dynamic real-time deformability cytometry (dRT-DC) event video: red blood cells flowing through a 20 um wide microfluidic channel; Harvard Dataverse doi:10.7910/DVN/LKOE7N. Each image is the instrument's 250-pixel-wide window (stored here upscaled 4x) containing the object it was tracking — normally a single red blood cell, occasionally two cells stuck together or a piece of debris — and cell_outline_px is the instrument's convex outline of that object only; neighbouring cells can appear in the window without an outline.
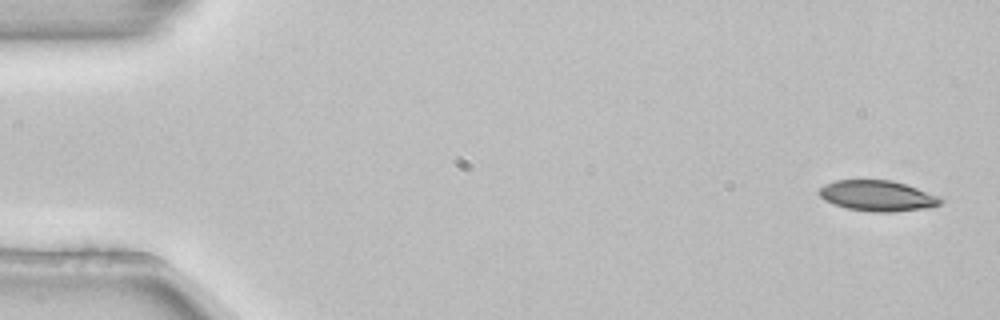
{"species": "common noctule bat (a hibernating species)", "species_latin": "Nyctalus noctula", "temperature_condition": "room temperature", "stored_images_in_passage": 6, "camera_frame_rate_fps": 3000, "um_per_image_px": 0.085, "animal": {"sex": "female", "body_mass_g": 22.7, "forearm_length_mm": 54.2}, "frame": {"image": 1, "passage_image": 1, "time_ms": 0.0, "image_size_px": [1000, 320], "cell_outline_px": [[944, 200], [940, 204], [928, 208], [888, 212], [872, 212], [848, 208], [824, 200], [820, 196], [820, 188], [824, 184], [836, 180], [892, 180], [940, 196]], "centroid_in_image_um": [74.61, 16.64], "position_along_channel_um": 10.4, "area_um2": 21.5}}
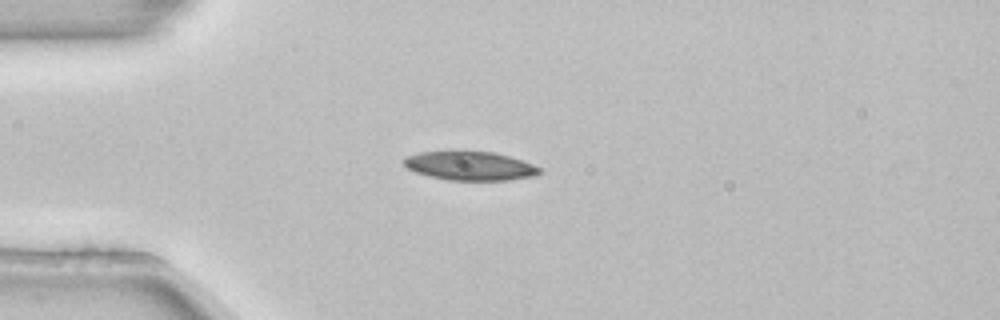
{"frame": {"image": 2, "passage_image": 4, "time_ms": 1.0, "image_size_px": [1000, 320], "cell_outline_px": [[544, 172], [532, 176], [508, 180], [448, 180], [416, 172], [408, 168], [404, 164], [404, 156], [420, 152], [452, 148], [464, 148], [496, 152], [532, 164], [540, 168]], "centroid_in_image_um": [39.91, 14.03], "position_along_channel_um": 45.1, "area_um2": 23.7}}